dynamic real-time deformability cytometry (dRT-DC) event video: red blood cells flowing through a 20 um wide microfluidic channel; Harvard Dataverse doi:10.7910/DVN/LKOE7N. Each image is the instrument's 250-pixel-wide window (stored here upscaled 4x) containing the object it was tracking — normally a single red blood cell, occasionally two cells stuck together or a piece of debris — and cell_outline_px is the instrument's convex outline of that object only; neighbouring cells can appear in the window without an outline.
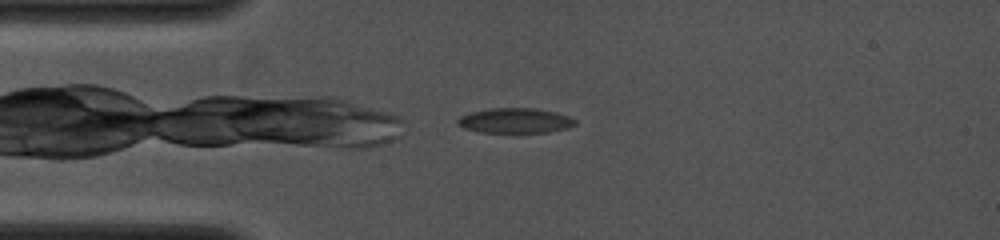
{"species": "common noctule bat (a hibernating species)", "species_latin": "Nyctalus noctula", "temperature_condition": "cold", "stored_images_in_passage": 9, "camera_frame_rate_fps": 4000, "um_per_image_px": 0.085, "animal": {"sex": "female", "body_mass_g": 19.0, "forearm_length_mm": 53.3}, "frame": {"image": 1, "passage_image": 2, "time_ms": 0.25, "image_size_px": [1000, 240], "cell_outline_px": [[576, 124], [568, 128], [548, 132], [480, 132], [464, 128], [456, 124], [456, 120], [460, 116], [468, 112], [492, 108], [536, 108], [556, 112], [568, 116], [576, 120]], "centroid_in_image_um": [43.76, 10.24], "position_along_channel_um": 41.2, "area_um2": 17.22}}
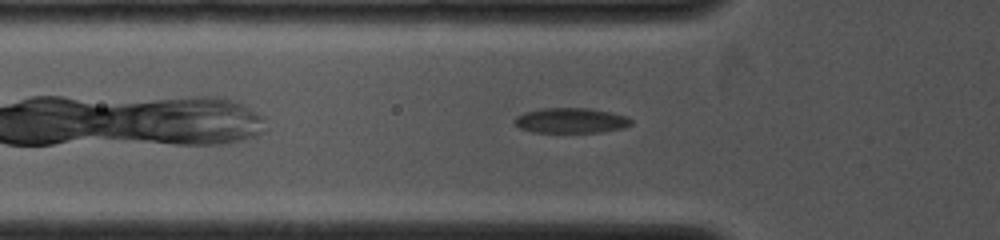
{"frame": {"image": 2, "passage_image": 7, "time_ms": 1.5, "image_size_px": [1000, 240], "cell_outline_px": [[632, 124], [624, 128], [600, 132], [532, 132], [520, 128], [512, 120], [516, 116], [524, 112], [540, 108], [588, 108], [612, 112], [628, 116], [632, 120]], "centroid_in_image_um": [48.54, 10.24], "position_along_channel_um": 77.3, "area_um2": 17.28}}